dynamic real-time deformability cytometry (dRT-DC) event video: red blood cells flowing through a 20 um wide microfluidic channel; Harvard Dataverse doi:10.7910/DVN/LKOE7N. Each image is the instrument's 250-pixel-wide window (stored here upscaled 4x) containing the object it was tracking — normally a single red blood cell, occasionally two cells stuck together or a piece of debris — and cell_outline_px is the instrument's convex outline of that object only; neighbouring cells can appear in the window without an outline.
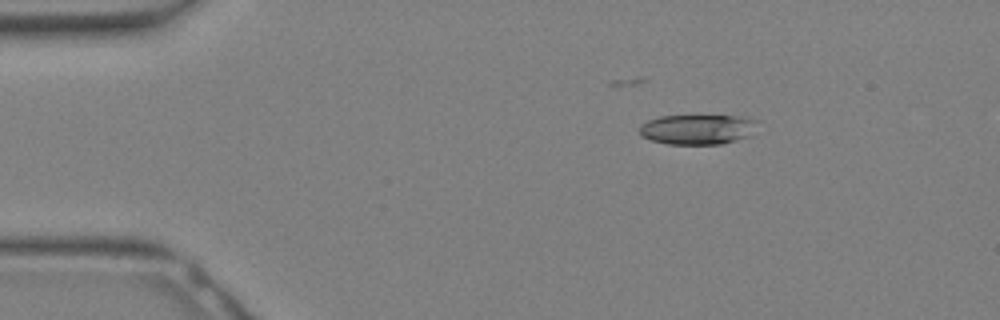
{"species": "Egyptian fruit bat (a non-hibernating species)", "species_latin": "Rousettus aegyptiacus", "temperature_condition": "warm", "stored_images_in_passage": 31, "camera_frame_rate_fps": 3000, "um_per_image_px": 0.085, "animal": {"sex": "female"}, "frame": {"image": 1, "passage_image": 5, "time_ms": 1.333, "image_size_px": [1000, 320], "cell_outline_px": [[764, 120], [752, 136], [720, 144], [668, 144], [652, 140], [640, 136], [640, 124], [648, 120], [660, 116], [748, 116]], "centroid_in_image_um": [59.43, 10.98], "position_along_channel_um": 25.6, "area_um2": 21.27}}
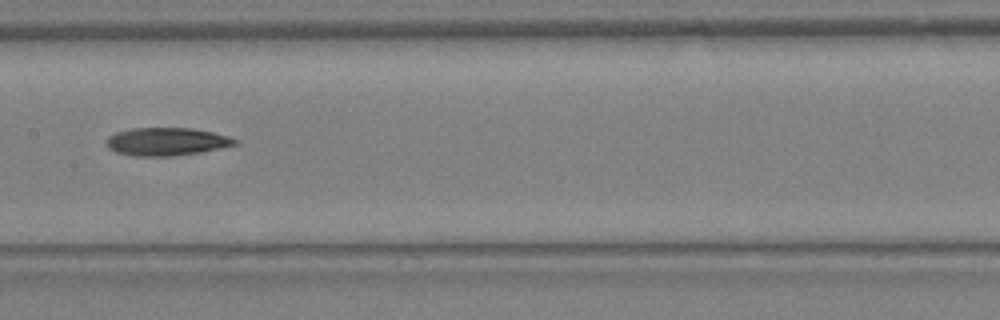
{"frame": {"image": 2, "passage_image": 16, "time_ms": 5.0, "image_size_px": [1000, 320], "cell_outline_px": [[240, 144], [200, 152], [168, 156], [132, 156], [116, 152], [108, 148], [108, 136], [116, 132], [132, 128], [192, 128], [212, 132], [228, 136], [240, 140]], "centroid_in_image_um": [14.19, 12.03], "position_along_channel_um": 193.2, "area_um2": 20.92}}
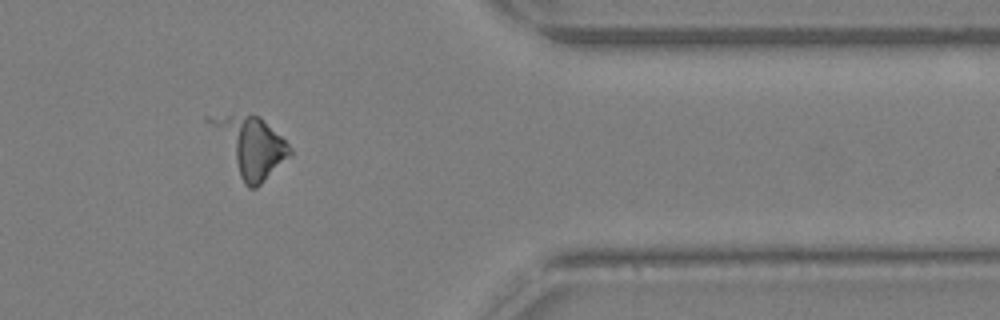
{"frame": {"image": 3, "passage_image": 26, "time_ms": 8.333, "image_size_px": [1000, 320], "cell_outline_px": [[292, 156], [256, 188], [248, 188], [244, 184], [204, 120], [204, 116], [260, 116], [292, 148]], "centroid_in_image_um": [21.25, 12.45], "position_along_channel_um": 390.1, "area_um2": 27.46}}